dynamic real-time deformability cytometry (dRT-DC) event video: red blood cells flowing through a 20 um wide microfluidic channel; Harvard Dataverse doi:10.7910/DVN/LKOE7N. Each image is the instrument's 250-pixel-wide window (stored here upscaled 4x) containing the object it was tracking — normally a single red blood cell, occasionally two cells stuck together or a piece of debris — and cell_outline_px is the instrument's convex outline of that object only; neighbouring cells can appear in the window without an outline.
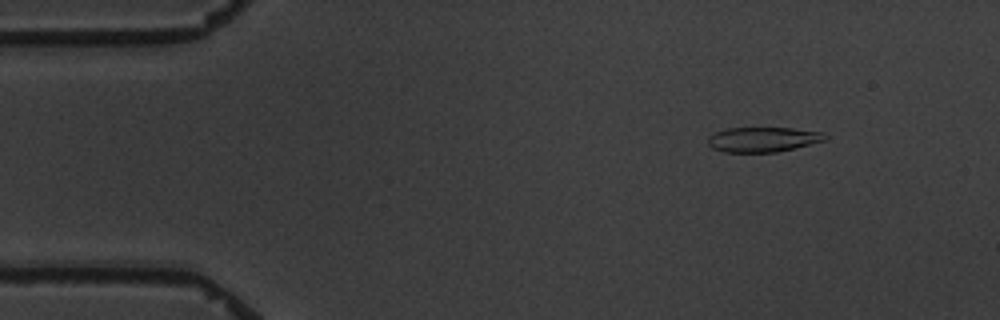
{"species": "common noctule bat (a hibernating species)", "species_latin": "Nyctalus noctula", "temperature_condition": "warm", "stored_images_in_passage": 5, "camera_frame_rate_fps": 3000, "um_per_image_px": 0.085, "animal": {"sex": "male", "body_mass_g": 19.5, "forearm_length_mm": 54.6}, "frame": {"image": 1, "passage_image": 2, "time_ms": 1.333, "image_size_px": [1000, 320], "cell_outline_px": [[828, 140], [776, 152], [724, 152], [712, 148], [708, 144], [708, 136], [716, 132], [728, 128], [792, 128], [824, 132], [828, 136]], "centroid_in_image_um": [64.88, 11.85], "position_along_channel_um": 20.1, "area_um2": 17.05}}